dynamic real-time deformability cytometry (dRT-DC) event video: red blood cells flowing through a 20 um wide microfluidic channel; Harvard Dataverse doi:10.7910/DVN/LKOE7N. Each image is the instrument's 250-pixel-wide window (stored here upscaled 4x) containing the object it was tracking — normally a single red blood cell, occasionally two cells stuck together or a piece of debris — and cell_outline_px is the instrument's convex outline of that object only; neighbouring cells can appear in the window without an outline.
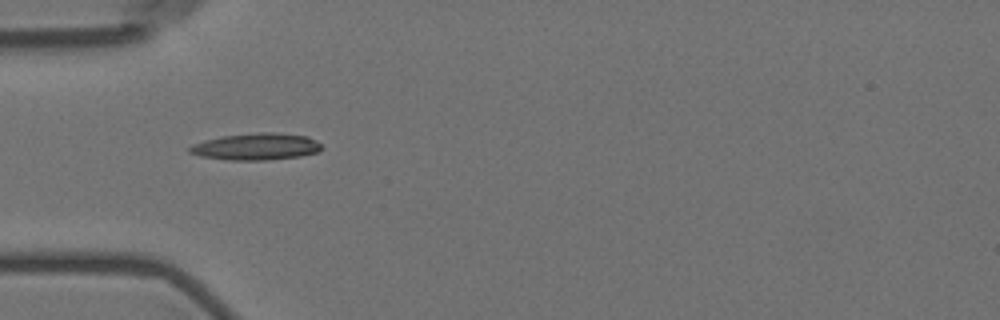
{"species": "Egyptian fruit bat (a non-hibernating species)", "species_latin": "Rousettus aegyptiacus", "temperature_condition": "room temperature", "stored_images_in_passage": 5, "camera_frame_rate_fps": 3000, "um_per_image_px": 0.085, "animal": {"sex": "female"}, "frame": {"image": 1, "passage_image": 4, "time_ms": 4.333, "image_size_px": [1000, 320], "cell_outline_px": [[324, 148], [316, 152], [300, 156], [264, 160], [228, 160], [200, 156], [188, 152], [188, 148], [192, 144], [204, 140], [220, 136], [260, 132], [272, 132], [308, 136], [316, 140]], "centroid_in_image_um": [21.75, 12.46], "position_along_channel_um": 63.3, "area_um2": 20.69}}
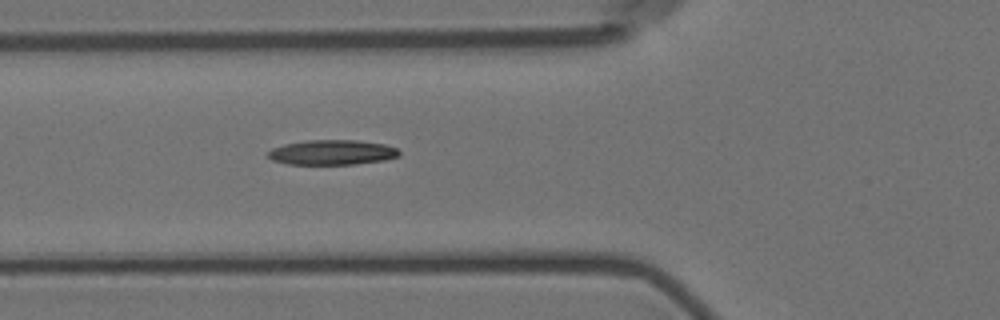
{"frame": {"image": 2, "passage_image": 5, "time_ms": 5.333, "image_size_px": [1000, 320], "cell_outline_px": [[400, 156], [384, 160], [356, 164], [288, 164], [272, 160], [268, 156], [268, 152], [272, 148], [284, 144], [308, 140], [356, 140], [384, 144], [396, 148], [400, 152]], "centroid_in_image_um": [28.23, 12.95], "position_along_channel_um": 97.6, "area_um2": 19.02}}